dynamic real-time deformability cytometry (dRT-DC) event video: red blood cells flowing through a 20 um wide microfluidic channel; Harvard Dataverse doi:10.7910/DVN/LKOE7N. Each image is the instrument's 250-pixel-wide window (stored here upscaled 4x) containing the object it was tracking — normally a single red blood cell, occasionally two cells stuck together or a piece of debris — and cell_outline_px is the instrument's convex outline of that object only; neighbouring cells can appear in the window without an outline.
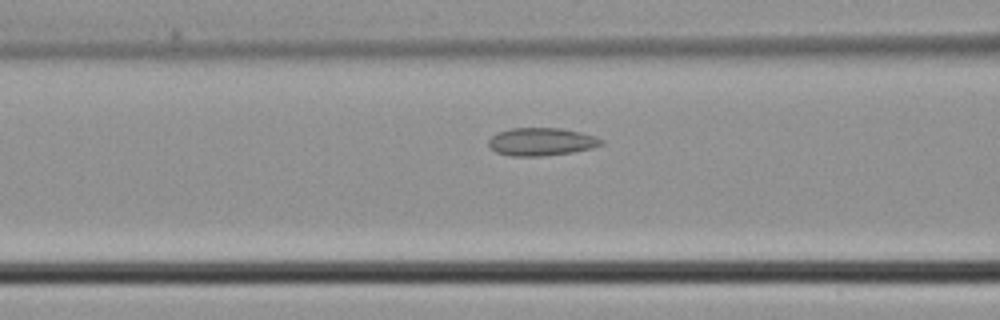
{"species": "common noctule bat (a hibernating species)", "species_latin": "Nyctalus noctula", "temperature_condition": "cold", "stored_images_in_passage": 5, "camera_frame_rate_fps": 3000, "um_per_image_px": 0.085, "animal": {"sex": "male", "body_mass_g": 21.5, "forearm_length_mm": 52.0}, "frame": {"image": 1, "passage_image": 5, "time_ms": 1.333, "image_size_px": [1000, 320], "cell_outline_px": [[604, 144], [592, 148], [572, 152], [544, 156], [512, 156], [496, 152], [488, 144], [488, 140], [496, 132], [512, 128], [560, 128], [580, 132], [596, 136], [604, 140]], "centroid_in_image_um": [46.03, 12.04], "position_along_channel_um": 120.6, "area_um2": 18.38}}